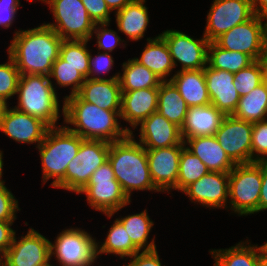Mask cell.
Segmentation results:
<instances>
[{"label": "cell", "mask_w": 267, "mask_h": 266, "mask_svg": "<svg viewBox=\"0 0 267 266\" xmlns=\"http://www.w3.org/2000/svg\"><path fill=\"white\" fill-rule=\"evenodd\" d=\"M109 26L110 23H96L90 40L95 38L97 40L95 42L97 49L107 53H112L117 46L123 49L126 48L127 43L118 35L119 30L108 29Z\"/></svg>", "instance_id": "40"}, {"label": "cell", "mask_w": 267, "mask_h": 266, "mask_svg": "<svg viewBox=\"0 0 267 266\" xmlns=\"http://www.w3.org/2000/svg\"><path fill=\"white\" fill-rule=\"evenodd\" d=\"M188 106L171 81H162L158 87L157 112L181 128Z\"/></svg>", "instance_id": "29"}, {"label": "cell", "mask_w": 267, "mask_h": 266, "mask_svg": "<svg viewBox=\"0 0 267 266\" xmlns=\"http://www.w3.org/2000/svg\"><path fill=\"white\" fill-rule=\"evenodd\" d=\"M20 72L12 58L8 55L7 62L0 64V99L8 105L16 95Z\"/></svg>", "instance_id": "39"}, {"label": "cell", "mask_w": 267, "mask_h": 266, "mask_svg": "<svg viewBox=\"0 0 267 266\" xmlns=\"http://www.w3.org/2000/svg\"><path fill=\"white\" fill-rule=\"evenodd\" d=\"M125 227L132 243L140 251H151L157 249L155 236L150 238V233L154 225V221L150 218L147 209L140 213L129 214L117 218Z\"/></svg>", "instance_id": "30"}, {"label": "cell", "mask_w": 267, "mask_h": 266, "mask_svg": "<svg viewBox=\"0 0 267 266\" xmlns=\"http://www.w3.org/2000/svg\"><path fill=\"white\" fill-rule=\"evenodd\" d=\"M54 18L44 22L63 40H90L95 23L81 0H44Z\"/></svg>", "instance_id": "9"}, {"label": "cell", "mask_w": 267, "mask_h": 266, "mask_svg": "<svg viewBox=\"0 0 267 266\" xmlns=\"http://www.w3.org/2000/svg\"><path fill=\"white\" fill-rule=\"evenodd\" d=\"M62 102L63 124L83 139L113 143L129 134L127 124L125 127L121 125V110H104L83 101L77 94L66 97Z\"/></svg>", "instance_id": "2"}, {"label": "cell", "mask_w": 267, "mask_h": 266, "mask_svg": "<svg viewBox=\"0 0 267 266\" xmlns=\"http://www.w3.org/2000/svg\"><path fill=\"white\" fill-rule=\"evenodd\" d=\"M253 62L254 60L245 53L220 48L214 42L208 45L207 65L212 69L236 73Z\"/></svg>", "instance_id": "34"}, {"label": "cell", "mask_w": 267, "mask_h": 266, "mask_svg": "<svg viewBox=\"0 0 267 266\" xmlns=\"http://www.w3.org/2000/svg\"><path fill=\"white\" fill-rule=\"evenodd\" d=\"M0 266H7L6 253L0 251Z\"/></svg>", "instance_id": "54"}, {"label": "cell", "mask_w": 267, "mask_h": 266, "mask_svg": "<svg viewBox=\"0 0 267 266\" xmlns=\"http://www.w3.org/2000/svg\"><path fill=\"white\" fill-rule=\"evenodd\" d=\"M110 143L83 139L77 155L68 163L64 190L78 194L89 182L97 168L108 161Z\"/></svg>", "instance_id": "10"}, {"label": "cell", "mask_w": 267, "mask_h": 266, "mask_svg": "<svg viewBox=\"0 0 267 266\" xmlns=\"http://www.w3.org/2000/svg\"><path fill=\"white\" fill-rule=\"evenodd\" d=\"M147 0H133L115 14L116 28L126 35V43L131 40L140 41L145 37L150 23ZM128 40V41H127Z\"/></svg>", "instance_id": "26"}, {"label": "cell", "mask_w": 267, "mask_h": 266, "mask_svg": "<svg viewBox=\"0 0 267 266\" xmlns=\"http://www.w3.org/2000/svg\"><path fill=\"white\" fill-rule=\"evenodd\" d=\"M258 266H267V258L265 257Z\"/></svg>", "instance_id": "57"}, {"label": "cell", "mask_w": 267, "mask_h": 266, "mask_svg": "<svg viewBox=\"0 0 267 266\" xmlns=\"http://www.w3.org/2000/svg\"><path fill=\"white\" fill-rule=\"evenodd\" d=\"M90 40H63L59 56L87 79L89 73Z\"/></svg>", "instance_id": "37"}, {"label": "cell", "mask_w": 267, "mask_h": 266, "mask_svg": "<svg viewBox=\"0 0 267 266\" xmlns=\"http://www.w3.org/2000/svg\"><path fill=\"white\" fill-rule=\"evenodd\" d=\"M20 237L15 233L6 252L7 266H37L50 258V240L38 230L29 227Z\"/></svg>", "instance_id": "18"}, {"label": "cell", "mask_w": 267, "mask_h": 266, "mask_svg": "<svg viewBox=\"0 0 267 266\" xmlns=\"http://www.w3.org/2000/svg\"><path fill=\"white\" fill-rule=\"evenodd\" d=\"M254 14L261 17L267 14V0H251Z\"/></svg>", "instance_id": "50"}, {"label": "cell", "mask_w": 267, "mask_h": 266, "mask_svg": "<svg viewBox=\"0 0 267 266\" xmlns=\"http://www.w3.org/2000/svg\"><path fill=\"white\" fill-rule=\"evenodd\" d=\"M85 79L86 78L77 70V68L66 64V61H64L60 56L53 63L49 74V80L56 92L58 91L56 88H71L69 94L67 96L65 95L63 99L77 94L82 84L85 82ZM54 80L56 83H54Z\"/></svg>", "instance_id": "35"}, {"label": "cell", "mask_w": 267, "mask_h": 266, "mask_svg": "<svg viewBox=\"0 0 267 266\" xmlns=\"http://www.w3.org/2000/svg\"><path fill=\"white\" fill-rule=\"evenodd\" d=\"M157 102L158 87L121 91L120 120L131 126L128 127L129 133L138 131L137 125L157 112Z\"/></svg>", "instance_id": "19"}, {"label": "cell", "mask_w": 267, "mask_h": 266, "mask_svg": "<svg viewBox=\"0 0 267 266\" xmlns=\"http://www.w3.org/2000/svg\"><path fill=\"white\" fill-rule=\"evenodd\" d=\"M263 82V59L256 60L248 67L234 73L233 84L240 97L247 95Z\"/></svg>", "instance_id": "38"}, {"label": "cell", "mask_w": 267, "mask_h": 266, "mask_svg": "<svg viewBox=\"0 0 267 266\" xmlns=\"http://www.w3.org/2000/svg\"><path fill=\"white\" fill-rule=\"evenodd\" d=\"M159 35L167 43L175 69L180 64L181 68L177 71L205 68L210 42L204 35L200 39L194 38L176 29L164 30Z\"/></svg>", "instance_id": "11"}, {"label": "cell", "mask_w": 267, "mask_h": 266, "mask_svg": "<svg viewBox=\"0 0 267 266\" xmlns=\"http://www.w3.org/2000/svg\"><path fill=\"white\" fill-rule=\"evenodd\" d=\"M225 114L214 105L188 107L184 122L180 128L182 141L194 137L215 135L219 130Z\"/></svg>", "instance_id": "22"}, {"label": "cell", "mask_w": 267, "mask_h": 266, "mask_svg": "<svg viewBox=\"0 0 267 266\" xmlns=\"http://www.w3.org/2000/svg\"><path fill=\"white\" fill-rule=\"evenodd\" d=\"M137 127L140 131L137 141L145 149L167 148L182 142L180 128L159 112L152 113Z\"/></svg>", "instance_id": "20"}, {"label": "cell", "mask_w": 267, "mask_h": 266, "mask_svg": "<svg viewBox=\"0 0 267 266\" xmlns=\"http://www.w3.org/2000/svg\"><path fill=\"white\" fill-rule=\"evenodd\" d=\"M16 95L17 105L13 107L41 119L50 128L61 126V123L59 125L57 123L64 115V103L61 105L59 94L55 91L49 76L20 75Z\"/></svg>", "instance_id": "5"}, {"label": "cell", "mask_w": 267, "mask_h": 266, "mask_svg": "<svg viewBox=\"0 0 267 266\" xmlns=\"http://www.w3.org/2000/svg\"><path fill=\"white\" fill-rule=\"evenodd\" d=\"M209 253L215 262L213 266H258L265 258L263 245H253L247 239L229 248L211 249Z\"/></svg>", "instance_id": "27"}, {"label": "cell", "mask_w": 267, "mask_h": 266, "mask_svg": "<svg viewBox=\"0 0 267 266\" xmlns=\"http://www.w3.org/2000/svg\"><path fill=\"white\" fill-rule=\"evenodd\" d=\"M63 39L47 24L26 30L18 29L7 48L20 75L49 76L53 63L60 54Z\"/></svg>", "instance_id": "1"}, {"label": "cell", "mask_w": 267, "mask_h": 266, "mask_svg": "<svg viewBox=\"0 0 267 266\" xmlns=\"http://www.w3.org/2000/svg\"><path fill=\"white\" fill-rule=\"evenodd\" d=\"M261 162L236 164L229 172L228 210L237 216L259 213Z\"/></svg>", "instance_id": "6"}, {"label": "cell", "mask_w": 267, "mask_h": 266, "mask_svg": "<svg viewBox=\"0 0 267 266\" xmlns=\"http://www.w3.org/2000/svg\"><path fill=\"white\" fill-rule=\"evenodd\" d=\"M145 40L147 43L144 45L141 55L133 59L150 69L162 81H170L174 75L172 72L175 66L167 43L159 34Z\"/></svg>", "instance_id": "25"}, {"label": "cell", "mask_w": 267, "mask_h": 266, "mask_svg": "<svg viewBox=\"0 0 267 266\" xmlns=\"http://www.w3.org/2000/svg\"><path fill=\"white\" fill-rule=\"evenodd\" d=\"M129 263L126 266H165L162 265L158 250L140 251L130 257Z\"/></svg>", "instance_id": "46"}, {"label": "cell", "mask_w": 267, "mask_h": 266, "mask_svg": "<svg viewBox=\"0 0 267 266\" xmlns=\"http://www.w3.org/2000/svg\"><path fill=\"white\" fill-rule=\"evenodd\" d=\"M204 75L211 104L225 115H232L240 99V95L233 84L234 73L212 69L206 65Z\"/></svg>", "instance_id": "21"}, {"label": "cell", "mask_w": 267, "mask_h": 266, "mask_svg": "<svg viewBox=\"0 0 267 266\" xmlns=\"http://www.w3.org/2000/svg\"><path fill=\"white\" fill-rule=\"evenodd\" d=\"M7 106L6 103H4L1 99H0V118L2 117L3 111L5 109V107Z\"/></svg>", "instance_id": "56"}, {"label": "cell", "mask_w": 267, "mask_h": 266, "mask_svg": "<svg viewBox=\"0 0 267 266\" xmlns=\"http://www.w3.org/2000/svg\"><path fill=\"white\" fill-rule=\"evenodd\" d=\"M251 0H213L203 35L213 42L221 34L254 16Z\"/></svg>", "instance_id": "12"}, {"label": "cell", "mask_w": 267, "mask_h": 266, "mask_svg": "<svg viewBox=\"0 0 267 266\" xmlns=\"http://www.w3.org/2000/svg\"><path fill=\"white\" fill-rule=\"evenodd\" d=\"M185 143L167 148L146 149L148 166L154 186L168 193L177 185L179 161Z\"/></svg>", "instance_id": "17"}, {"label": "cell", "mask_w": 267, "mask_h": 266, "mask_svg": "<svg viewBox=\"0 0 267 266\" xmlns=\"http://www.w3.org/2000/svg\"><path fill=\"white\" fill-rule=\"evenodd\" d=\"M79 194H85L86 203L91 209L102 212L108 218H112L131 203L116 180L109 161L95 170Z\"/></svg>", "instance_id": "7"}, {"label": "cell", "mask_w": 267, "mask_h": 266, "mask_svg": "<svg viewBox=\"0 0 267 266\" xmlns=\"http://www.w3.org/2000/svg\"><path fill=\"white\" fill-rule=\"evenodd\" d=\"M14 222L0 221V251L6 253L17 230L12 228Z\"/></svg>", "instance_id": "47"}, {"label": "cell", "mask_w": 267, "mask_h": 266, "mask_svg": "<svg viewBox=\"0 0 267 266\" xmlns=\"http://www.w3.org/2000/svg\"><path fill=\"white\" fill-rule=\"evenodd\" d=\"M213 42L220 48L245 53L254 61L264 59L262 23L257 15L221 34Z\"/></svg>", "instance_id": "14"}, {"label": "cell", "mask_w": 267, "mask_h": 266, "mask_svg": "<svg viewBox=\"0 0 267 266\" xmlns=\"http://www.w3.org/2000/svg\"><path fill=\"white\" fill-rule=\"evenodd\" d=\"M184 143L185 147L196 155L209 171L229 173L236 166L214 135L190 138Z\"/></svg>", "instance_id": "23"}, {"label": "cell", "mask_w": 267, "mask_h": 266, "mask_svg": "<svg viewBox=\"0 0 267 266\" xmlns=\"http://www.w3.org/2000/svg\"><path fill=\"white\" fill-rule=\"evenodd\" d=\"M110 226L103 242H97L98 255L107 254L110 256L111 254L112 256L120 257L119 259L126 258L125 261H127L134 254L140 252L132 243L125 227L117 218H115Z\"/></svg>", "instance_id": "31"}, {"label": "cell", "mask_w": 267, "mask_h": 266, "mask_svg": "<svg viewBox=\"0 0 267 266\" xmlns=\"http://www.w3.org/2000/svg\"><path fill=\"white\" fill-rule=\"evenodd\" d=\"M96 237L78 227L63 229L54 242L50 241V257L57 260L59 266L97 265L98 246Z\"/></svg>", "instance_id": "8"}, {"label": "cell", "mask_w": 267, "mask_h": 266, "mask_svg": "<svg viewBox=\"0 0 267 266\" xmlns=\"http://www.w3.org/2000/svg\"><path fill=\"white\" fill-rule=\"evenodd\" d=\"M210 171L207 166L189 149L184 147L180 154L177 185L173 191H182L192 182L199 180Z\"/></svg>", "instance_id": "36"}, {"label": "cell", "mask_w": 267, "mask_h": 266, "mask_svg": "<svg viewBox=\"0 0 267 266\" xmlns=\"http://www.w3.org/2000/svg\"><path fill=\"white\" fill-rule=\"evenodd\" d=\"M263 80L267 85V63L263 60Z\"/></svg>", "instance_id": "53"}, {"label": "cell", "mask_w": 267, "mask_h": 266, "mask_svg": "<svg viewBox=\"0 0 267 266\" xmlns=\"http://www.w3.org/2000/svg\"><path fill=\"white\" fill-rule=\"evenodd\" d=\"M263 60L267 63V48L265 49V54H264V59Z\"/></svg>", "instance_id": "59"}, {"label": "cell", "mask_w": 267, "mask_h": 266, "mask_svg": "<svg viewBox=\"0 0 267 266\" xmlns=\"http://www.w3.org/2000/svg\"><path fill=\"white\" fill-rule=\"evenodd\" d=\"M92 51L94 50H90L88 78L94 80L119 79L120 71L106 78V74L113 69V66L115 64L112 54L97 50V54H93V56L91 54ZM103 75L105 76V78L102 77Z\"/></svg>", "instance_id": "41"}, {"label": "cell", "mask_w": 267, "mask_h": 266, "mask_svg": "<svg viewBox=\"0 0 267 266\" xmlns=\"http://www.w3.org/2000/svg\"><path fill=\"white\" fill-rule=\"evenodd\" d=\"M232 116L255 123L267 119V85L263 82L240 97Z\"/></svg>", "instance_id": "33"}, {"label": "cell", "mask_w": 267, "mask_h": 266, "mask_svg": "<svg viewBox=\"0 0 267 266\" xmlns=\"http://www.w3.org/2000/svg\"><path fill=\"white\" fill-rule=\"evenodd\" d=\"M20 0H0V27L9 29L16 20Z\"/></svg>", "instance_id": "45"}, {"label": "cell", "mask_w": 267, "mask_h": 266, "mask_svg": "<svg viewBox=\"0 0 267 266\" xmlns=\"http://www.w3.org/2000/svg\"><path fill=\"white\" fill-rule=\"evenodd\" d=\"M262 184L259 198V212L267 210V163L261 162Z\"/></svg>", "instance_id": "48"}, {"label": "cell", "mask_w": 267, "mask_h": 266, "mask_svg": "<svg viewBox=\"0 0 267 266\" xmlns=\"http://www.w3.org/2000/svg\"><path fill=\"white\" fill-rule=\"evenodd\" d=\"M121 65L122 73L119 74L121 91L159 87L162 82L150 69L139 64L133 58H129Z\"/></svg>", "instance_id": "32"}, {"label": "cell", "mask_w": 267, "mask_h": 266, "mask_svg": "<svg viewBox=\"0 0 267 266\" xmlns=\"http://www.w3.org/2000/svg\"><path fill=\"white\" fill-rule=\"evenodd\" d=\"M181 192L194 205L228 211L229 173L210 171Z\"/></svg>", "instance_id": "15"}, {"label": "cell", "mask_w": 267, "mask_h": 266, "mask_svg": "<svg viewBox=\"0 0 267 266\" xmlns=\"http://www.w3.org/2000/svg\"><path fill=\"white\" fill-rule=\"evenodd\" d=\"M83 138L61 126L48 129L44 140L38 145L42 167V185L50 179V186L64 190V176L68 163L77 155ZM44 183V184H43Z\"/></svg>", "instance_id": "4"}, {"label": "cell", "mask_w": 267, "mask_h": 266, "mask_svg": "<svg viewBox=\"0 0 267 266\" xmlns=\"http://www.w3.org/2000/svg\"><path fill=\"white\" fill-rule=\"evenodd\" d=\"M262 23L263 46L267 48V14L260 17Z\"/></svg>", "instance_id": "51"}, {"label": "cell", "mask_w": 267, "mask_h": 266, "mask_svg": "<svg viewBox=\"0 0 267 266\" xmlns=\"http://www.w3.org/2000/svg\"><path fill=\"white\" fill-rule=\"evenodd\" d=\"M89 17L96 23H111V11L105 0H81Z\"/></svg>", "instance_id": "44"}, {"label": "cell", "mask_w": 267, "mask_h": 266, "mask_svg": "<svg viewBox=\"0 0 267 266\" xmlns=\"http://www.w3.org/2000/svg\"><path fill=\"white\" fill-rule=\"evenodd\" d=\"M188 107L210 104L204 69L174 71L170 80Z\"/></svg>", "instance_id": "28"}, {"label": "cell", "mask_w": 267, "mask_h": 266, "mask_svg": "<svg viewBox=\"0 0 267 266\" xmlns=\"http://www.w3.org/2000/svg\"><path fill=\"white\" fill-rule=\"evenodd\" d=\"M52 258L50 257L47 261L44 263L38 264L37 266H55L54 264H51ZM58 266V265H57Z\"/></svg>", "instance_id": "55"}, {"label": "cell", "mask_w": 267, "mask_h": 266, "mask_svg": "<svg viewBox=\"0 0 267 266\" xmlns=\"http://www.w3.org/2000/svg\"><path fill=\"white\" fill-rule=\"evenodd\" d=\"M253 123L226 115L214 135L235 164L252 163Z\"/></svg>", "instance_id": "13"}, {"label": "cell", "mask_w": 267, "mask_h": 266, "mask_svg": "<svg viewBox=\"0 0 267 266\" xmlns=\"http://www.w3.org/2000/svg\"><path fill=\"white\" fill-rule=\"evenodd\" d=\"M108 161L116 180L130 200L134 191L160 192L151 178L146 149L135 139L133 133L110 143Z\"/></svg>", "instance_id": "3"}, {"label": "cell", "mask_w": 267, "mask_h": 266, "mask_svg": "<svg viewBox=\"0 0 267 266\" xmlns=\"http://www.w3.org/2000/svg\"><path fill=\"white\" fill-rule=\"evenodd\" d=\"M19 202L12 191L5 185V180L0 183V221L14 222L17 212L20 211Z\"/></svg>", "instance_id": "43"}, {"label": "cell", "mask_w": 267, "mask_h": 266, "mask_svg": "<svg viewBox=\"0 0 267 266\" xmlns=\"http://www.w3.org/2000/svg\"><path fill=\"white\" fill-rule=\"evenodd\" d=\"M34 1H36V0H34ZM37 1H38V0H37ZM39 1L44 2V0H39ZM27 2H33V0H27Z\"/></svg>", "instance_id": "60"}, {"label": "cell", "mask_w": 267, "mask_h": 266, "mask_svg": "<svg viewBox=\"0 0 267 266\" xmlns=\"http://www.w3.org/2000/svg\"><path fill=\"white\" fill-rule=\"evenodd\" d=\"M9 105L5 107L0 118V132L17 143L36 144L34 147L37 148L50 127L41 119Z\"/></svg>", "instance_id": "16"}, {"label": "cell", "mask_w": 267, "mask_h": 266, "mask_svg": "<svg viewBox=\"0 0 267 266\" xmlns=\"http://www.w3.org/2000/svg\"><path fill=\"white\" fill-rule=\"evenodd\" d=\"M252 162H263L267 158V119L253 123Z\"/></svg>", "instance_id": "42"}, {"label": "cell", "mask_w": 267, "mask_h": 266, "mask_svg": "<svg viewBox=\"0 0 267 266\" xmlns=\"http://www.w3.org/2000/svg\"><path fill=\"white\" fill-rule=\"evenodd\" d=\"M264 252H265V257L267 258V242L263 244Z\"/></svg>", "instance_id": "58"}, {"label": "cell", "mask_w": 267, "mask_h": 266, "mask_svg": "<svg viewBox=\"0 0 267 266\" xmlns=\"http://www.w3.org/2000/svg\"><path fill=\"white\" fill-rule=\"evenodd\" d=\"M108 8L114 14L119 10L123 9L127 4L131 3L133 0H105Z\"/></svg>", "instance_id": "49"}, {"label": "cell", "mask_w": 267, "mask_h": 266, "mask_svg": "<svg viewBox=\"0 0 267 266\" xmlns=\"http://www.w3.org/2000/svg\"><path fill=\"white\" fill-rule=\"evenodd\" d=\"M77 95L88 103L104 110H121V88L119 79H85Z\"/></svg>", "instance_id": "24"}, {"label": "cell", "mask_w": 267, "mask_h": 266, "mask_svg": "<svg viewBox=\"0 0 267 266\" xmlns=\"http://www.w3.org/2000/svg\"><path fill=\"white\" fill-rule=\"evenodd\" d=\"M3 151L0 149V183L3 181V166H4V162H3Z\"/></svg>", "instance_id": "52"}]
</instances>
